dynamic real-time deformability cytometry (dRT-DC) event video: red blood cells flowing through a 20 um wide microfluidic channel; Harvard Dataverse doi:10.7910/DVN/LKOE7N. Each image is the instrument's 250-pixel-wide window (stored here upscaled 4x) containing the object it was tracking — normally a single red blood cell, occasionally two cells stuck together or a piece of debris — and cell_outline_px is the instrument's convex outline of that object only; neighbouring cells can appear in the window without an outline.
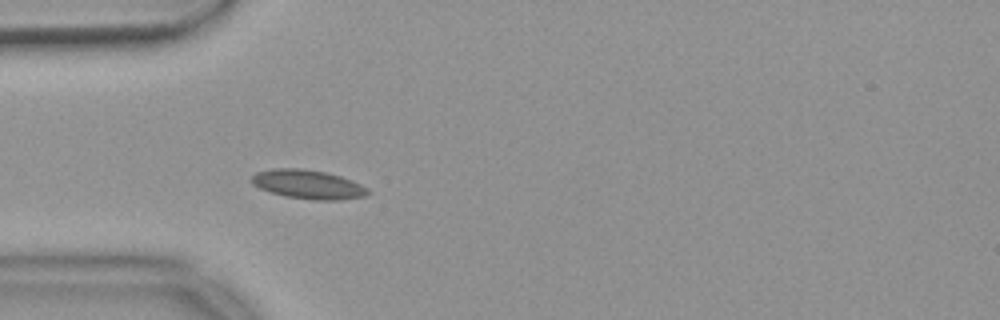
{"species": "common noctule bat (a hibernating species)", "species_latin": "Nyctalus noctula", "temperature_condition": "warm", "stored_images_in_passage": 14, "camera_frame_rate_fps": 3000, "um_per_image_px": 0.085, "animal": {"sex": "female", "body_mass_g": 18.4}, "frame": {"image": 1, "passage_image": 7, "time_ms": 2.0, "image_size_px": [1000, 320], "cell_outline_px": [[372, 192], [364, 196], [340, 200], [316, 200], [284, 196], [260, 188], [252, 184], [252, 176], [256, 172], [272, 168], [300, 168], [324, 172], [340, 176], [360, 184], [368, 188]], "centroid_in_image_um": [26.19, 15.67], "position_along_channel_um": 58.8, "area_um2": 19.54}}